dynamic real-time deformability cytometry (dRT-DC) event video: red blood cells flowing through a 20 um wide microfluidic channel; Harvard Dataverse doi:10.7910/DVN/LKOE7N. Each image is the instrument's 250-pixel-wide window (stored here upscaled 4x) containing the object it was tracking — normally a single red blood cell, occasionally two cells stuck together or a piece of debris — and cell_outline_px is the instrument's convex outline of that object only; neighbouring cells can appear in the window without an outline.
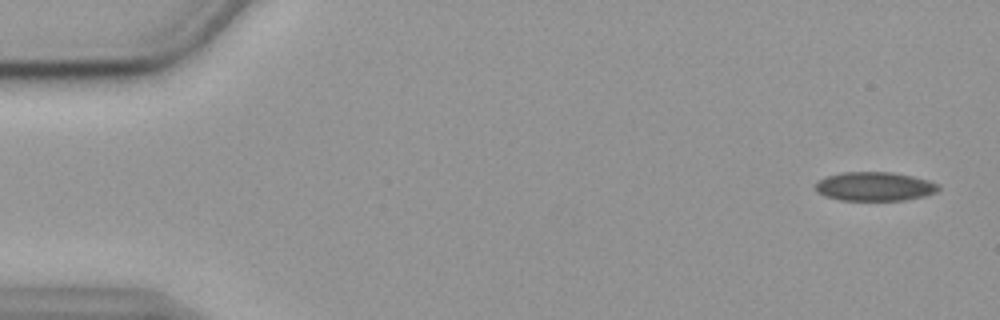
{"species": "common noctule bat (a hibernating species)", "species_latin": "Nyctalus noctula", "temperature_condition": "cold", "stored_images_in_passage": 55, "camera_frame_rate_fps": 3000, "um_per_image_px": 0.085, "animal": {"sex": "female", "body_mass_g": 19.9}, "frame": {"image": 1, "passage_image": 2, "time_ms": 0.333, "image_size_px": [1000, 320], "cell_outline_px": [[940, 188], [936, 192], [924, 196], [904, 200], [840, 200], [824, 196], [816, 192], [812, 184], [816, 180], [840, 172], [892, 172], [912, 176], [928, 180], [940, 184]], "centroid_in_image_um": [74.29, 15.84], "position_along_channel_um": 10.7, "area_um2": 21.04}}
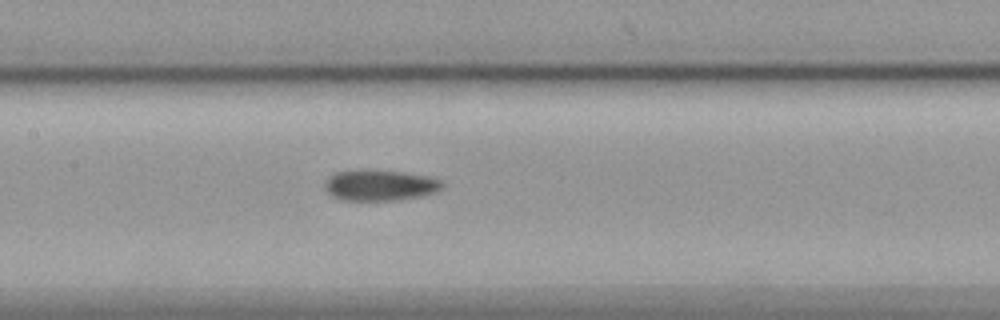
{"frame": {"image": 2, "passage_image": 26, "time_ms": 8.333, "image_size_px": [1000, 320], "cell_outline_px": [[444, 188], [436, 192], [420, 196], [396, 200], [340, 200], [332, 196], [324, 188], [324, 184], [336, 172], [360, 168], [404, 172], [428, 176], [440, 180], [444, 184]], "centroid_in_image_um": [32.3, 15.73], "position_along_channel_um": 175.1, "area_um2": 21.39}}
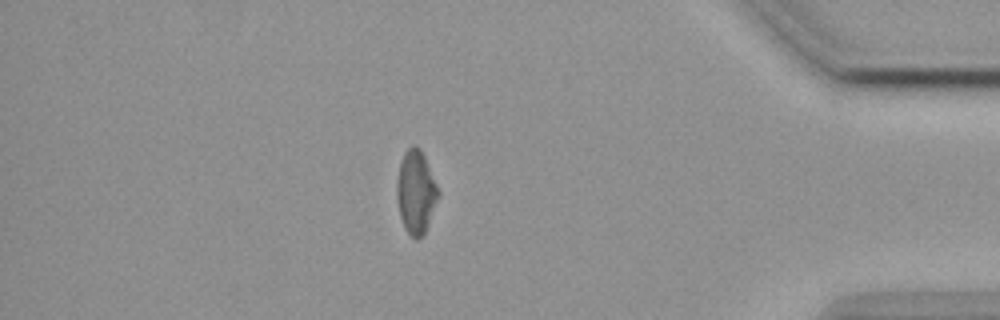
{"frame": {"image": 3, "passage_image": 48, "time_ms": 15.667, "image_size_px": [1000, 320], "cell_outline_px": [[440, 196], [428, 224], [424, 232], [416, 240], [408, 232], [400, 216], [396, 200], [396, 184], [400, 164], [404, 152], [412, 144], [420, 148], [424, 156], [440, 192]], "centroid_in_image_um": [35.35, 16.3], "position_along_channel_um": 399.8, "area_um2": 19.94}}